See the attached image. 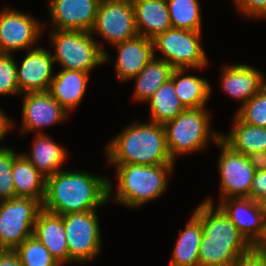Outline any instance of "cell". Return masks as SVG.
<instances>
[{"mask_svg":"<svg viewBox=\"0 0 266 266\" xmlns=\"http://www.w3.org/2000/svg\"><path fill=\"white\" fill-rule=\"evenodd\" d=\"M266 196V170L256 171L252 180L249 198L257 201Z\"/></svg>","mask_w":266,"mask_h":266,"instance_id":"36","label":"cell"},{"mask_svg":"<svg viewBox=\"0 0 266 266\" xmlns=\"http://www.w3.org/2000/svg\"><path fill=\"white\" fill-rule=\"evenodd\" d=\"M220 139L232 150L246 156L266 151V128L246 124L236 115L229 134L221 133Z\"/></svg>","mask_w":266,"mask_h":266,"instance_id":"26","label":"cell"},{"mask_svg":"<svg viewBox=\"0 0 266 266\" xmlns=\"http://www.w3.org/2000/svg\"><path fill=\"white\" fill-rule=\"evenodd\" d=\"M172 28L202 31L198 0H166Z\"/></svg>","mask_w":266,"mask_h":266,"instance_id":"29","label":"cell"},{"mask_svg":"<svg viewBox=\"0 0 266 266\" xmlns=\"http://www.w3.org/2000/svg\"><path fill=\"white\" fill-rule=\"evenodd\" d=\"M264 77L254 66L236 63L223 66L220 85L223 91L243 105L265 86Z\"/></svg>","mask_w":266,"mask_h":266,"instance_id":"18","label":"cell"},{"mask_svg":"<svg viewBox=\"0 0 266 266\" xmlns=\"http://www.w3.org/2000/svg\"><path fill=\"white\" fill-rule=\"evenodd\" d=\"M22 126L21 133L30 131L44 134L43 128L65 121L69 113L51 96L48 91L21 94Z\"/></svg>","mask_w":266,"mask_h":266,"instance_id":"13","label":"cell"},{"mask_svg":"<svg viewBox=\"0 0 266 266\" xmlns=\"http://www.w3.org/2000/svg\"><path fill=\"white\" fill-rule=\"evenodd\" d=\"M50 33L52 57L62 69L90 73L110 59L103 45L89 31L52 30Z\"/></svg>","mask_w":266,"mask_h":266,"instance_id":"5","label":"cell"},{"mask_svg":"<svg viewBox=\"0 0 266 266\" xmlns=\"http://www.w3.org/2000/svg\"><path fill=\"white\" fill-rule=\"evenodd\" d=\"M256 248L266 251V232L263 241Z\"/></svg>","mask_w":266,"mask_h":266,"instance_id":"41","label":"cell"},{"mask_svg":"<svg viewBox=\"0 0 266 266\" xmlns=\"http://www.w3.org/2000/svg\"><path fill=\"white\" fill-rule=\"evenodd\" d=\"M234 5L245 17L261 18L266 13V0H233Z\"/></svg>","mask_w":266,"mask_h":266,"instance_id":"34","label":"cell"},{"mask_svg":"<svg viewBox=\"0 0 266 266\" xmlns=\"http://www.w3.org/2000/svg\"><path fill=\"white\" fill-rule=\"evenodd\" d=\"M32 142L30 154L22 153L31 164L45 177L61 171V167L69 155L66 149L45 133L36 134Z\"/></svg>","mask_w":266,"mask_h":266,"instance_id":"22","label":"cell"},{"mask_svg":"<svg viewBox=\"0 0 266 266\" xmlns=\"http://www.w3.org/2000/svg\"><path fill=\"white\" fill-rule=\"evenodd\" d=\"M205 107L186 109L163 125L166 143L172 159L192 152L204 151L210 141L216 144L221 132L211 128V116Z\"/></svg>","mask_w":266,"mask_h":266,"instance_id":"6","label":"cell"},{"mask_svg":"<svg viewBox=\"0 0 266 266\" xmlns=\"http://www.w3.org/2000/svg\"><path fill=\"white\" fill-rule=\"evenodd\" d=\"M12 178L16 197L31 198L42 204L46 177L22 153L14 158Z\"/></svg>","mask_w":266,"mask_h":266,"instance_id":"23","label":"cell"},{"mask_svg":"<svg viewBox=\"0 0 266 266\" xmlns=\"http://www.w3.org/2000/svg\"><path fill=\"white\" fill-rule=\"evenodd\" d=\"M263 18H264V19L266 18V13L261 17V20H262Z\"/></svg>","mask_w":266,"mask_h":266,"instance_id":"43","label":"cell"},{"mask_svg":"<svg viewBox=\"0 0 266 266\" xmlns=\"http://www.w3.org/2000/svg\"><path fill=\"white\" fill-rule=\"evenodd\" d=\"M90 33L102 36L112 46L137 36L133 3L101 0Z\"/></svg>","mask_w":266,"mask_h":266,"instance_id":"12","label":"cell"},{"mask_svg":"<svg viewBox=\"0 0 266 266\" xmlns=\"http://www.w3.org/2000/svg\"><path fill=\"white\" fill-rule=\"evenodd\" d=\"M133 7L138 35L152 40L172 28L166 0H136Z\"/></svg>","mask_w":266,"mask_h":266,"instance_id":"21","label":"cell"},{"mask_svg":"<svg viewBox=\"0 0 266 266\" xmlns=\"http://www.w3.org/2000/svg\"><path fill=\"white\" fill-rule=\"evenodd\" d=\"M13 127L14 121L0 108V142Z\"/></svg>","mask_w":266,"mask_h":266,"instance_id":"39","label":"cell"},{"mask_svg":"<svg viewBox=\"0 0 266 266\" xmlns=\"http://www.w3.org/2000/svg\"><path fill=\"white\" fill-rule=\"evenodd\" d=\"M203 236L201 221L193 214L174 246L169 266H199V248Z\"/></svg>","mask_w":266,"mask_h":266,"instance_id":"25","label":"cell"},{"mask_svg":"<svg viewBox=\"0 0 266 266\" xmlns=\"http://www.w3.org/2000/svg\"><path fill=\"white\" fill-rule=\"evenodd\" d=\"M0 266H22L14 251L0 250Z\"/></svg>","mask_w":266,"mask_h":266,"instance_id":"38","label":"cell"},{"mask_svg":"<svg viewBox=\"0 0 266 266\" xmlns=\"http://www.w3.org/2000/svg\"><path fill=\"white\" fill-rule=\"evenodd\" d=\"M187 71L189 69H173L171 73L176 95L186 109L206 107L211 94L209 81L203 77L187 75Z\"/></svg>","mask_w":266,"mask_h":266,"instance_id":"24","label":"cell"},{"mask_svg":"<svg viewBox=\"0 0 266 266\" xmlns=\"http://www.w3.org/2000/svg\"><path fill=\"white\" fill-rule=\"evenodd\" d=\"M150 107V120L161 125L172 121L181 112L186 110L176 95L173 79L170 77L162 86L147 100Z\"/></svg>","mask_w":266,"mask_h":266,"instance_id":"28","label":"cell"},{"mask_svg":"<svg viewBox=\"0 0 266 266\" xmlns=\"http://www.w3.org/2000/svg\"><path fill=\"white\" fill-rule=\"evenodd\" d=\"M17 154L13 148L0 146V201L16 197L12 168Z\"/></svg>","mask_w":266,"mask_h":266,"instance_id":"32","label":"cell"},{"mask_svg":"<svg viewBox=\"0 0 266 266\" xmlns=\"http://www.w3.org/2000/svg\"><path fill=\"white\" fill-rule=\"evenodd\" d=\"M42 204L31 198L15 197L0 201V250L14 251L33 228Z\"/></svg>","mask_w":266,"mask_h":266,"instance_id":"8","label":"cell"},{"mask_svg":"<svg viewBox=\"0 0 266 266\" xmlns=\"http://www.w3.org/2000/svg\"><path fill=\"white\" fill-rule=\"evenodd\" d=\"M173 67L164 59L154 57L132 79H135L133 99L146 103L153 94L171 77Z\"/></svg>","mask_w":266,"mask_h":266,"instance_id":"27","label":"cell"},{"mask_svg":"<svg viewBox=\"0 0 266 266\" xmlns=\"http://www.w3.org/2000/svg\"><path fill=\"white\" fill-rule=\"evenodd\" d=\"M221 149L218 158L220 200L248 197L256 171L246 155L232 150L221 139L216 142Z\"/></svg>","mask_w":266,"mask_h":266,"instance_id":"11","label":"cell"},{"mask_svg":"<svg viewBox=\"0 0 266 266\" xmlns=\"http://www.w3.org/2000/svg\"><path fill=\"white\" fill-rule=\"evenodd\" d=\"M232 266H266V251L254 247L247 254L240 256Z\"/></svg>","mask_w":266,"mask_h":266,"instance_id":"35","label":"cell"},{"mask_svg":"<svg viewBox=\"0 0 266 266\" xmlns=\"http://www.w3.org/2000/svg\"><path fill=\"white\" fill-rule=\"evenodd\" d=\"M101 0H49L53 30L91 31Z\"/></svg>","mask_w":266,"mask_h":266,"instance_id":"14","label":"cell"},{"mask_svg":"<svg viewBox=\"0 0 266 266\" xmlns=\"http://www.w3.org/2000/svg\"><path fill=\"white\" fill-rule=\"evenodd\" d=\"M89 76L87 72L61 69L54 75L48 92L70 114L83 100Z\"/></svg>","mask_w":266,"mask_h":266,"instance_id":"20","label":"cell"},{"mask_svg":"<svg viewBox=\"0 0 266 266\" xmlns=\"http://www.w3.org/2000/svg\"><path fill=\"white\" fill-rule=\"evenodd\" d=\"M247 157L255 171L266 170V151L253 152Z\"/></svg>","mask_w":266,"mask_h":266,"instance_id":"37","label":"cell"},{"mask_svg":"<svg viewBox=\"0 0 266 266\" xmlns=\"http://www.w3.org/2000/svg\"><path fill=\"white\" fill-rule=\"evenodd\" d=\"M97 211L62 215L69 250V263H88L99 256L102 236Z\"/></svg>","mask_w":266,"mask_h":266,"instance_id":"9","label":"cell"},{"mask_svg":"<svg viewBox=\"0 0 266 266\" xmlns=\"http://www.w3.org/2000/svg\"><path fill=\"white\" fill-rule=\"evenodd\" d=\"M235 115L246 124L266 128V84L250 100L240 105Z\"/></svg>","mask_w":266,"mask_h":266,"instance_id":"31","label":"cell"},{"mask_svg":"<svg viewBox=\"0 0 266 266\" xmlns=\"http://www.w3.org/2000/svg\"><path fill=\"white\" fill-rule=\"evenodd\" d=\"M54 59L51 51L41 46L28 50L21 62L17 64V81L21 94L48 91L54 77Z\"/></svg>","mask_w":266,"mask_h":266,"instance_id":"15","label":"cell"},{"mask_svg":"<svg viewBox=\"0 0 266 266\" xmlns=\"http://www.w3.org/2000/svg\"><path fill=\"white\" fill-rule=\"evenodd\" d=\"M14 252L22 266H61L34 236L27 238Z\"/></svg>","mask_w":266,"mask_h":266,"instance_id":"30","label":"cell"},{"mask_svg":"<svg viewBox=\"0 0 266 266\" xmlns=\"http://www.w3.org/2000/svg\"><path fill=\"white\" fill-rule=\"evenodd\" d=\"M115 167L118 183L113 199L119 205L137 209L162 196L168 175L175 165L110 164Z\"/></svg>","mask_w":266,"mask_h":266,"instance_id":"4","label":"cell"},{"mask_svg":"<svg viewBox=\"0 0 266 266\" xmlns=\"http://www.w3.org/2000/svg\"><path fill=\"white\" fill-rule=\"evenodd\" d=\"M108 164L174 165L163 125L132 123L105 146Z\"/></svg>","mask_w":266,"mask_h":266,"instance_id":"3","label":"cell"},{"mask_svg":"<svg viewBox=\"0 0 266 266\" xmlns=\"http://www.w3.org/2000/svg\"><path fill=\"white\" fill-rule=\"evenodd\" d=\"M45 24L27 13L5 6L0 13V53L12 54L16 50L37 48L34 45Z\"/></svg>","mask_w":266,"mask_h":266,"instance_id":"10","label":"cell"},{"mask_svg":"<svg viewBox=\"0 0 266 266\" xmlns=\"http://www.w3.org/2000/svg\"><path fill=\"white\" fill-rule=\"evenodd\" d=\"M112 183L108 177L96 173L62 169L46 177L42 208L61 216L96 210L111 201Z\"/></svg>","mask_w":266,"mask_h":266,"instance_id":"1","label":"cell"},{"mask_svg":"<svg viewBox=\"0 0 266 266\" xmlns=\"http://www.w3.org/2000/svg\"><path fill=\"white\" fill-rule=\"evenodd\" d=\"M218 204L253 247L263 241L266 222L255 200L248 197L227 198Z\"/></svg>","mask_w":266,"mask_h":266,"instance_id":"16","label":"cell"},{"mask_svg":"<svg viewBox=\"0 0 266 266\" xmlns=\"http://www.w3.org/2000/svg\"><path fill=\"white\" fill-rule=\"evenodd\" d=\"M113 46L118 53L115 58V74L121 83L132 80L156 57L153 41L141 35Z\"/></svg>","mask_w":266,"mask_h":266,"instance_id":"17","label":"cell"},{"mask_svg":"<svg viewBox=\"0 0 266 266\" xmlns=\"http://www.w3.org/2000/svg\"><path fill=\"white\" fill-rule=\"evenodd\" d=\"M259 211L263 216L264 221L266 222V196L259 198L257 201Z\"/></svg>","mask_w":266,"mask_h":266,"instance_id":"40","label":"cell"},{"mask_svg":"<svg viewBox=\"0 0 266 266\" xmlns=\"http://www.w3.org/2000/svg\"><path fill=\"white\" fill-rule=\"evenodd\" d=\"M201 31L170 28L152 39L155 53H162L160 59L167 61L173 69H203L208 58L201 46Z\"/></svg>","mask_w":266,"mask_h":266,"instance_id":"7","label":"cell"},{"mask_svg":"<svg viewBox=\"0 0 266 266\" xmlns=\"http://www.w3.org/2000/svg\"><path fill=\"white\" fill-rule=\"evenodd\" d=\"M21 96L17 81V63L13 54L0 53V95Z\"/></svg>","mask_w":266,"mask_h":266,"instance_id":"33","label":"cell"},{"mask_svg":"<svg viewBox=\"0 0 266 266\" xmlns=\"http://www.w3.org/2000/svg\"><path fill=\"white\" fill-rule=\"evenodd\" d=\"M33 236L48 249L61 266L69 264V250L61 215L42 208L35 221Z\"/></svg>","mask_w":266,"mask_h":266,"instance_id":"19","label":"cell"},{"mask_svg":"<svg viewBox=\"0 0 266 266\" xmlns=\"http://www.w3.org/2000/svg\"><path fill=\"white\" fill-rule=\"evenodd\" d=\"M115 1H124V2L134 3L136 0H115Z\"/></svg>","mask_w":266,"mask_h":266,"instance_id":"42","label":"cell"},{"mask_svg":"<svg viewBox=\"0 0 266 266\" xmlns=\"http://www.w3.org/2000/svg\"><path fill=\"white\" fill-rule=\"evenodd\" d=\"M212 198L203 200L194 215L201 221L203 236L199 248V266H232L254 247L246 240L229 216Z\"/></svg>","mask_w":266,"mask_h":266,"instance_id":"2","label":"cell"}]
</instances>
